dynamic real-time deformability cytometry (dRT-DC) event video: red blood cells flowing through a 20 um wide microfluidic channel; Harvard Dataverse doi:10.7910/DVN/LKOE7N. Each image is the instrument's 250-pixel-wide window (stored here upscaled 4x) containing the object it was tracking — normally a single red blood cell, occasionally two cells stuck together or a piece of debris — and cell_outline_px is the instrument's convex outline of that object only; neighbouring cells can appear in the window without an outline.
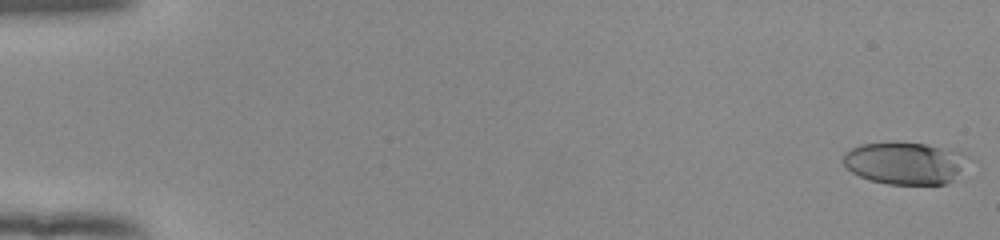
{"species": "human", "species_latin": "Homo sapiens", "temperature_condition": "room temperature", "stored_images_in_passage": 54, "camera_frame_rate_fps": 3000, "um_per_image_px": 0.085, "donor": {"sex": "female"}, "frame": {"image": 1, "passage_image": 1, "time_ms": 0.0, "image_size_px": [1000, 240], "cell_outline_px": [[972, 156], [952, 180], [944, 184], [888, 184], [872, 180], [860, 176], [852, 172], [844, 164], [844, 152], [860, 144], [896, 140], [924, 144], [960, 152]], "centroid_in_image_um": [76.91, 13.83], "position_along_channel_um": 8.1, "area_um2": 30.87}}
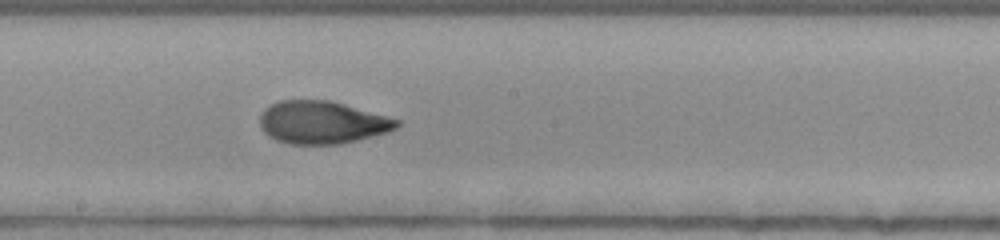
{"frame": {"image": 2, "passage_image": 31, "time_ms": 10.0, "image_size_px": [1000, 240], "cell_outline_px": [[400, 124], [396, 128], [388, 132], [340, 144], [288, 144], [276, 140], [268, 136], [260, 128], [260, 116], [264, 108], [280, 100], [328, 100], [344, 104], [400, 120]], "centroid_in_image_um": [27.34, 10.41], "position_along_channel_um": 220.9, "area_um2": 33.99}}
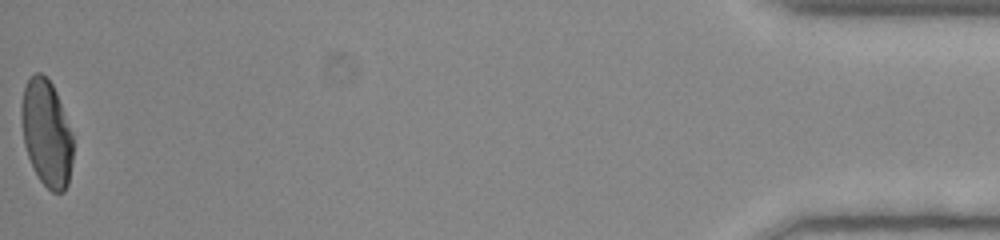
{"frame": {"image": 3, "passage_image": 54, "time_ms": 17.667, "image_size_px": [1000, 240], "cell_outline_px": [[72, 160], [68, 184], [64, 192], [52, 192], [40, 180], [28, 156], [24, 144], [20, 120], [20, 104], [24, 88], [28, 80], [36, 72], [40, 72], [52, 84], [56, 92], [72, 132]], "centroid_in_image_um": [3.94, 11.31], "position_along_channel_um": 431.3, "area_um2": 31.96}, "authors_computed_cell_mechanics": {"area_um2": 33.4084, "velocity_mm_per_s": 3.9196, "shape_relaxation_time_tau1_ms": 6.9565, "shape_relaxation_time_tau2_ms": 1.2893, "deformation_change_tau1": 0.2376, "deformation_change_tau2": 0.0672}}